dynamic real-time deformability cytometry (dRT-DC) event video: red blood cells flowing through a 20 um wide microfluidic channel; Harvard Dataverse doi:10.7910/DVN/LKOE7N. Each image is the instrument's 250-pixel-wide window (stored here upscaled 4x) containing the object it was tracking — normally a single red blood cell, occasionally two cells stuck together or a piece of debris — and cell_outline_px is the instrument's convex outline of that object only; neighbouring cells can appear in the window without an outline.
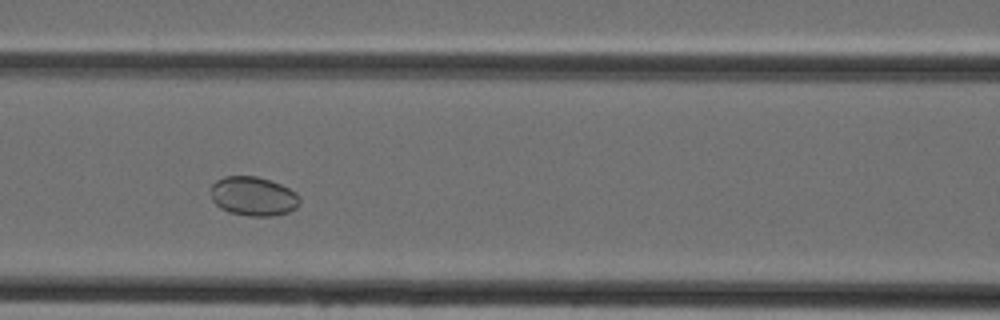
{"species": "Egyptian fruit bat (a non-hibernating species)", "species_latin": "Rousettus aegyptiacus", "temperature_condition": "cold", "stored_images_in_passage": 41, "camera_frame_rate_fps": 3000, "um_per_image_px": 0.085, "animal": {"sex": "female"}, "frame": {"image": 1, "passage_image": 15, "time_ms": 4.667, "image_size_px": [1000, 320], "cell_outline_px": [[300, 200], [296, 208], [288, 212], [272, 216], [248, 216], [228, 212], [220, 208], [212, 200], [212, 184], [216, 180], [224, 176], [256, 176], [280, 184], [296, 192], [300, 196]], "centroid_in_image_um": [21.53, 16.69], "position_along_channel_um": 145.1, "area_um2": 20.29}}
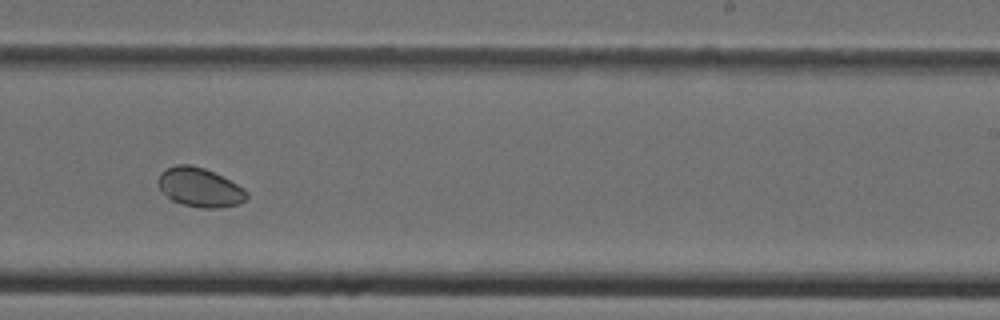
{"frame": {"image": 2, "passage_image": 24, "time_ms": 7.667, "image_size_px": [1000, 320], "cell_outline_px": [[248, 196], [240, 204], [220, 208], [200, 208], [180, 204], [172, 200], [160, 188], [160, 172], [176, 164], [192, 164], [204, 168], [244, 188], [248, 192]], "centroid_in_image_um": [17.01, 15.94], "position_along_channel_um": 272.0, "area_um2": 19.94}}
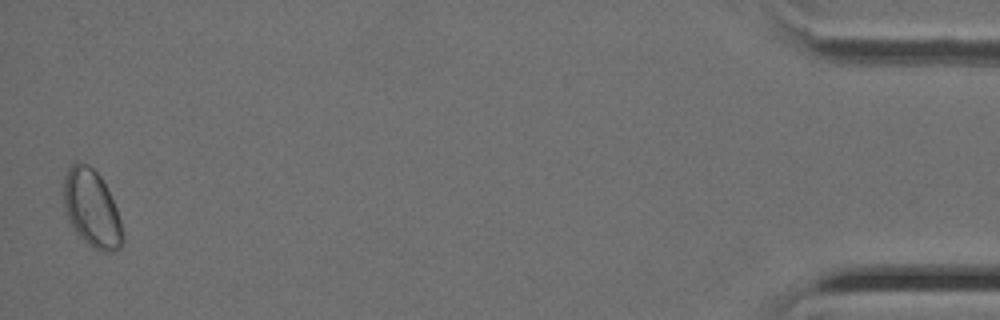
{"frame": {"image": 3, "passage_image": 41, "time_ms": 13.333, "image_size_px": [1000, 320], "cell_outline_px": [[124, 240], [120, 248], [116, 252], [100, 252], [92, 248], [76, 232], [68, 216], [64, 204], [64, 176], [68, 168], [76, 160], [88, 164], [100, 176], [116, 208], [120, 220], [124, 236]], "centroid_in_image_um": [7.81, 17.74], "position_along_channel_um": 427.4, "area_um2": 26.41}}